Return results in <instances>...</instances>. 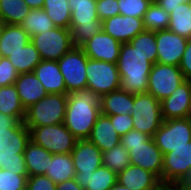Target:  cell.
Instances as JSON below:
<instances>
[{
	"mask_svg": "<svg viewBox=\"0 0 191 190\" xmlns=\"http://www.w3.org/2000/svg\"><path fill=\"white\" fill-rule=\"evenodd\" d=\"M169 13L156 1H153L143 17V25L146 31H160L168 28Z\"/></svg>",
	"mask_w": 191,
	"mask_h": 190,
	"instance_id": "obj_35",
	"label": "cell"
},
{
	"mask_svg": "<svg viewBox=\"0 0 191 190\" xmlns=\"http://www.w3.org/2000/svg\"><path fill=\"white\" fill-rule=\"evenodd\" d=\"M19 73L6 57H0V87L15 84Z\"/></svg>",
	"mask_w": 191,
	"mask_h": 190,
	"instance_id": "obj_41",
	"label": "cell"
},
{
	"mask_svg": "<svg viewBox=\"0 0 191 190\" xmlns=\"http://www.w3.org/2000/svg\"><path fill=\"white\" fill-rule=\"evenodd\" d=\"M155 39L157 45V62L179 66L188 39L173 33L169 29L156 31Z\"/></svg>",
	"mask_w": 191,
	"mask_h": 190,
	"instance_id": "obj_13",
	"label": "cell"
},
{
	"mask_svg": "<svg viewBox=\"0 0 191 190\" xmlns=\"http://www.w3.org/2000/svg\"><path fill=\"white\" fill-rule=\"evenodd\" d=\"M103 166H106L117 175L130 165L129 153L121 144L102 152Z\"/></svg>",
	"mask_w": 191,
	"mask_h": 190,
	"instance_id": "obj_36",
	"label": "cell"
},
{
	"mask_svg": "<svg viewBox=\"0 0 191 190\" xmlns=\"http://www.w3.org/2000/svg\"><path fill=\"white\" fill-rule=\"evenodd\" d=\"M30 8L24 0H0V20L5 24H20Z\"/></svg>",
	"mask_w": 191,
	"mask_h": 190,
	"instance_id": "obj_33",
	"label": "cell"
},
{
	"mask_svg": "<svg viewBox=\"0 0 191 190\" xmlns=\"http://www.w3.org/2000/svg\"><path fill=\"white\" fill-rule=\"evenodd\" d=\"M0 112L24 121L26 110L20 102L15 85L0 87Z\"/></svg>",
	"mask_w": 191,
	"mask_h": 190,
	"instance_id": "obj_30",
	"label": "cell"
},
{
	"mask_svg": "<svg viewBox=\"0 0 191 190\" xmlns=\"http://www.w3.org/2000/svg\"><path fill=\"white\" fill-rule=\"evenodd\" d=\"M110 118V121L113 124L114 129L119 134L123 136L128 133L130 130H133V121L131 114H119V115H106Z\"/></svg>",
	"mask_w": 191,
	"mask_h": 190,
	"instance_id": "obj_43",
	"label": "cell"
},
{
	"mask_svg": "<svg viewBox=\"0 0 191 190\" xmlns=\"http://www.w3.org/2000/svg\"><path fill=\"white\" fill-rule=\"evenodd\" d=\"M160 190H186V187H183L180 184H163L160 187Z\"/></svg>",
	"mask_w": 191,
	"mask_h": 190,
	"instance_id": "obj_51",
	"label": "cell"
},
{
	"mask_svg": "<svg viewBox=\"0 0 191 190\" xmlns=\"http://www.w3.org/2000/svg\"><path fill=\"white\" fill-rule=\"evenodd\" d=\"M23 154L28 177L46 174L51 155L49 151L30 140Z\"/></svg>",
	"mask_w": 191,
	"mask_h": 190,
	"instance_id": "obj_27",
	"label": "cell"
},
{
	"mask_svg": "<svg viewBox=\"0 0 191 190\" xmlns=\"http://www.w3.org/2000/svg\"><path fill=\"white\" fill-rule=\"evenodd\" d=\"M56 190H83V188L75 181V179H69L57 184Z\"/></svg>",
	"mask_w": 191,
	"mask_h": 190,
	"instance_id": "obj_49",
	"label": "cell"
},
{
	"mask_svg": "<svg viewBox=\"0 0 191 190\" xmlns=\"http://www.w3.org/2000/svg\"><path fill=\"white\" fill-rule=\"evenodd\" d=\"M153 140L163 154L191 142V118L164 120Z\"/></svg>",
	"mask_w": 191,
	"mask_h": 190,
	"instance_id": "obj_10",
	"label": "cell"
},
{
	"mask_svg": "<svg viewBox=\"0 0 191 190\" xmlns=\"http://www.w3.org/2000/svg\"><path fill=\"white\" fill-rule=\"evenodd\" d=\"M117 182L132 190H159L163 185L156 174L131 164L117 175Z\"/></svg>",
	"mask_w": 191,
	"mask_h": 190,
	"instance_id": "obj_19",
	"label": "cell"
},
{
	"mask_svg": "<svg viewBox=\"0 0 191 190\" xmlns=\"http://www.w3.org/2000/svg\"><path fill=\"white\" fill-rule=\"evenodd\" d=\"M88 57L81 47L74 46L57 62L64 77L67 95L87 87L86 66Z\"/></svg>",
	"mask_w": 191,
	"mask_h": 190,
	"instance_id": "obj_9",
	"label": "cell"
},
{
	"mask_svg": "<svg viewBox=\"0 0 191 190\" xmlns=\"http://www.w3.org/2000/svg\"><path fill=\"white\" fill-rule=\"evenodd\" d=\"M191 170V142L164 154L162 184H181Z\"/></svg>",
	"mask_w": 191,
	"mask_h": 190,
	"instance_id": "obj_12",
	"label": "cell"
},
{
	"mask_svg": "<svg viewBox=\"0 0 191 190\" xmlns=\"http://www.w3.org/2000/svg\"><path fill=\"white\" fill-rule=\"evenodd\" d=\"M67 94H47L26 109V127H41L64 123Z\"/></svg>",
	"mask_w": 191,
	"mask_h": 190,
	"instance_id": "obj_4",
	"label": "cell"
},
{
	"mask_svg": "<svg viewBox=\"0 0 191 190\" xmlns=\"http://www.w3.org/2000/svg\"><path fill=\"white\" fill-rule=\"evenodd\" d=\"M100 97L92 90H77L67 95L64 125L78 139H88L101 115Z\"/></svg>",
	"mask_w": 191,
	"mask_h": 190,
	"instance_id": "obj_1",
	"label": "cell"
},
{
	"mask_svg": "<svg viewBox=\"0 0 191 190\" xmlns=\"http://www.w3.org/2000/svg\"><path fill=\"white\" fill-rule=\"evenodd\" d=\"M7 58L19 74L33 72L42 60L31 41L17 52L11 53Z\"/></svg>",
	"mask_w": 191,
	"mask_h": 190,
	"instance_id": "obj_29",
	"label": "cell"
},
{
	"mask_svg": "<svg viewBox=\"0 0 191 190\" xmlns=\"http://www.w3.org/2000/svg\"><path fill=\"white\" fill-rule=\"evenodd\" d=\"M71 11L70 31L73 45L81 47L102 30L96 10V0H68Z\"/></svg>",
	"mask_w": 191,
	"mask_h": 190,
	"instance_id": "obj_3",
	"label": "cell"
},
{
	"mask_svg": "<svg viewBox=\"0 0 191 190\" xmlns=\"http://www.w3.org/2000/svg\"><path fill=\"white\" fill-rule=\"evenodd\" d=\"M27 128L30 131V140L51 154L71 153L78 140L64 123Z\"/></svg>",
	"mask_w": 191,
	"mask_h": 190,
	"instance_id": "obj_6",
	"label": "cell"
},
{
	"mask_svg": "<svg viewBox=\"0 0 191 190\" xmlns=\"http://www.w3.org/2000/svg\"><path fill=\"white\" fill-rule=\"evenodd\" d=\"M103 115L130 114L134 108V94L118 89L100 97Z\"/></svg>",
	"mask_w": 191,
	"mask_h": 190,
	"instance_id": "obj_24",
	"label": "cell"
},
{
	"mask_svg": "<svg viewBox=\"0 0 191 190\" xmlns=\"http://www.w3.org/2000/svg\"><path fill=\"white\" fill-rule=\"evenodd\" d=\"M74 179L85 190H110L117 183V174L102 165L92 173H76Z\"/></svg>",
	"mask_w": 191,
	"mask_h": 190,
	"instance_id": "obj_25",
	"label": "cell"
},
{
	"mask_svg": "<svg viewBox=\"0 0 191 190\" xmlns=\"http://www.w3.org/2000/svg\"><path fill=\"white\" fill-rule=\"evenodd\" d=\"M168 28L173 33L191 38V2L180 3L169 13Z\"/></svg>",
	"mask_w": 191,
	"mask_h": 190,
	"instance_id": "obj_31",
	"label": "cell"
},
{
	"mask_svg": "<svg viewBox=\"0 0 191 190\" xmlns=\"http://www.w3.org/2000/svg\"><path fill=\"white\" fill-rule=\"evenodd\" d=\"M110 190H132V189L127 188L121 185L119 182H117Z\"/></svg>",
	"mask_w": 191,
	"mask_h": 190,
	"instance_id": "obj_53",
	"label": "cell"
},
{
	"mask_svg": "<svg viewBox=\"0 0 191 190\" xmlns=\"http://www.w3.org/2000/svg\"><path fill=\"white\" fill-rule=\"evenodd\" d=\"M0 169L16 174H27L24 154H1L0 151Z\"/></svg>",
	"mask_w": 191,
	"mask_h": 190,
	"instance_id": "obj_40",
	"label": "cell"
},
{
	"mask_svg": "<svg viewBox=\"0 0 191 190\" xmlns=\"http://www.w3.org/2000/svg\"><path fill=\"white\" fill-rule=\"evenodd\" d=\"M31 41L30 35L18 24H5L0 36V57H8Z\"/></svg>",
	"mask_w": 191,
	"mask_h": 190,
	"instance_id": "obj_26",
	"label": "cell"
},
{
	"mask_svg": "<svg viewBox=\"0 0 191 190\" xmlns=\"http://www.w3.org/2000/svg\"><path fill=\"white\" fill-rule=\"evenodd\" d=\"M134 130L153 137L163 123L161 103L152 94H134V108L131 111Z\"/></svg>",
	"mask_w": 191,
	"mask_h": 190,
	"instance_id": "obj_5",
	"label": "cell"
},
{
	"mask_svg": "<svg viewBox=\"0 0 191 190\" xmlns=\"http://www.w3.org/2000/svg\"><path fill=\"white\" fill-rule=\"evenodd\" d=\"M75 167L71 154H51L46 176L55 184H59L69 179L75 178Z\"/></svg>",
	"mask_w": 191,
	"mask_h": 190,
	"instance_id": "obj_28",
	"label": "cell"
},
{
	"mask_svg": "<svg viewBox=\"0 0 191 190\" xmlns=\"http://www.w3.org/2000/svg\"><path fill=\"white\" fill-rule=\"evenodd\" d=\"M129 43L136 48L138 52L149 57L152 64L157 63V45L154 31H146L137 34Z\"/></svg>",
	"mask_w": 191,
	"mask_h": 190,
	"instance_id": "obj_37",
	"label": "cell"
},
{
	"mask_svg": "<svg viewBox=\"0 0 191 190\" xmlns=\"http://www.w3.org/2000/svg\"><path fill=\"white\" fill-rule=\"evenodd\" d=\"M43 10L46 11L56 27H70L71 11L68 0H45Z\"/></svg>",
	"mask_w": 191,
	"mask_h": 190,
	"instance_id": "obj_34",
	"label": "cell"
},
{
	"mask_svg": "<svg viewBox=\"0 0 191 190\" xmlns=\"http://www.w3.org/2000/svg\"><path fill=\"white\" fill-rule=\"evenodd\" d=\"M156 2L168 13L179 6L180 3L191 2V0H156Z\"/></svg>",
	"mask_w": 191,
	"mask_h": 190,
	"instance_id": "obj_48",
	"label": "cell"
},
{
	"mask_svg": "<svg viewBox=\"0 0 191 190\" xmlns=\"http://www.w3.org/2000/svg\"><path fill=\"white\" fill-rule=\"evenodd\" d=\"M87 87L99 97L120 89V76L117 64L87 59Z\"/></svg>",
	"mask_w": 191,
	"mask_h": 190,
	"instance_id": "obj_8",
	"label": "cell"
},
{
	"mask_svg": "<svg viewBox=\"0 0 191 190\" xmlns=\"http://www.w3.org/2000/svg\"><path fill=\"white\" fill-rule=\"evenodd\" d=\"M31 43L42 60L52 61H58L74 47L70 29L60 27L32 36Z\"/></svg>",
	"mask_w": 191,
	"mask_h": 190,
	"instance_id": "obj_7",
	"label": "cell"
},
{
	"mask_svg": "<svg viewBox=\"0 0 191 190\" xmlns=\"http://www.w3.org/2000/svg\"><path fill=\"white\" fill-rule=\"evenodd\" d=\"M81 48L90 59L116 64L120 55L121 43L102 29Z\"/></svg>",
	"mask_w": 191,
	"mask_h": 190,
	"instance_id": "obj_15",
	"label": "cell"
},
{
	"mask_svg": "<svg viewBox=\"0 0 191 190\" xmlns=\"http://www.w3.org/2000/svg\"><path fill=\"white\" fill-rule=\"evenodd\" d=\"M102 29L121 44L129 43L137 34L145 30L142 18L123 15L105 19L102 21Z\"/></svg>",
	"mask_w": 191,
	"mask_h": 190,
	"instance_id": "obj_17",
	"label": "cell"
},
{
	"mask_svg": "<svg viewBox=\"0 0 191 190\" xmlns=\"http://www.w3.org/2000/svg\"><path fill=\"white\" fill-rule=\"evenodd\" d=\"M27 190H56L57 184L46 175L27 177Z\"/></svg>",
	"mask_w": 191,
	"mask_h": 190,
	"instance_id": "obj_44",
	"label": "cell"
},
{
	"mask_svg": "<svg viewBox=\"0 0 191 190\" xmlns=\"http://www.w3.org/2000/svg\"><path fill=\"white\" fill-rule=\"evenodd\" d=\"M180 185L183 187H191V170L186 179Z\"/></svg>",
	"mask_w": 191,
	"mask_h": 190,
	"instance_id": "obj_52",
	"label": "cell"
},
{
	"mask_svg": "<svg viewBox=\"0 0 191 190\" xmlns=\"http://www.w3.org/2000/svg\"><path fill=\"white\" fill-rule=\"evenodd\" d=\"M14 85L25 110L48 94L33 72L19 74Z\"/></svg>",
	"mask_w": 191,
	"mask_h": 190,
	"instance_id": "obj_21",
	"label": "cell"
},
{
	"mask_svg": "<svg viewBox=\"0 0 191 190\" xmlns=\"http://www.w3.org/2000/svg\"><path fill=\"white\" fill-rule=\"evenodd\" d=\"M33 73L40 80L48 94H67L64 77L57 61L41 60Z\"/></svg>",
	"mask_w": 191,
	"mask_h": 190,
	"instance_id": "obj_20",
	"label": "cell"
},
{
	"mask_svg": "<svg viewBox=\"0 0 191 190\" xmlns=\"http://www.w3.org/2000/svg\"><path fill=\"white\" fill-rule=\"evenodd\" d=\"M116 64L121 79L120 89L131 94L147 92L148 76L153 66L149 57L138 52L130 43H123Z\"/></svg>",
	"mask_w": 191,
	"mask_h": 190,
	"instance_id": "obj_2",
	"label": "cell"
},
{
	"mask_svg": "<svg viewBox=\"0 0 191 190\" xmlns=\"http://www.w3.org/2000/svg\"><path fill=\"white\" fill-rule=\"evenodd\" d=\"M30 141V131L24 122L15 128L0 130L1 154H23Z\"/></svg>",
	"mask_w": 191,
	"mask_h": 190,
	"instance_id": "obj_22",
	"label": "cell"
},
{
	"mask_svg": "<svg viewBox=\"0 0 191 190\" xmlns=\"http://www.w3.org/2000/svg\"><path fill=\"white\" fill-rule=\"evenodd\" d=\"M123 147H125L129 153L131 165L141 167L156 174L162 182L164 154L156 146L152 137L142 145Z\"/></svg>",
	"mask_w": 191,
	"mask_h": 190,
	"instance_id": "obj_14",
	"label": "cell"
},
{
	"mask_svg": "<svg viewBox=\"0 0 191 190\" xmlns=\"http://www.w3.org/2000/svg\"><path fill=\"white\" fill-rule=\"evenodd\" d=\"M151 3V0H118V8L120 15L143 19Z\"/></svg>",
	"mask_w": 191,
	"mask_h": 190,
	"instance_id": "obj_38",
	"label": "cell"
},
{
	"mask_svg": "<svg viewBox=\"0 0 191 190\" xmlns=\"http://www.w3.org/2000/svg\"><path fill=\"white\" fill-rule=\"evenodd\" d=\"M27 174H16L0 169V190H25Z\"/></svg>",
	"mask_w": 191,
	"mask_h": 190,
	"instance_id": "obj_39",
	"label": "cell"
},
{
	"mask_svg": "<svg viewBox=\"0 0 191 190\" xmlns=\"http://www.w3.org/2000/svg\"><path fill=\"white\" fill-rule=\"evenodd\" d=\"M179 68L186 80H191V38L188 39Z\"/></svg>",
	"mask_w": 191,
	"mask_h": 190,
	"instance_id": "obj_46",
	"label": "cell"
},
{
	"mask_svg": "<svg viewBox=\"0 0 191 190\" xmlns=\"http://www.w3.org/2000/svg\"><path fill=\"white\" fill-rule=\"evenodd\" d=\"M70 154L78 174L92 173L103 165L102 151L88 139L77 140Z\"/></svg>",
	"mask_w": 191,
	"mask_h": 190,
	"instance_id": "obj_18",
	"label": "cell"
},
{
	"mask_svg": "<svg viewBox=\"0 0 191 190\" xmlns=\"http://www.w3.org/2000/svg\"><path fill=\"white\" fill-rule=\"evenodd\" d=\"M24 1L26 2V5L30 9H40L43 8L45 0H24Z\"/></svg>",
	"mask_w": 191,
	"mask_h": 190,
	"instance_id": "obj_50",
	"label": "cell"
},
{
	"mask_svg": "<svg viewBox=\"0 0 191 190\" xmlns=\"http://www.w3.org/2000/svg\"><path fill=\"white\" fill-rule=\"evenodd\" d=\"M160 103L163 120L189 118L191 113V80H185Z\"/></svg>",
	"mask_w": 191,
	"mask_h": 190,
	"instance_id": "obj_16",
	"label": "cell"
},
{
	"mask_svg": "<svg viewBox=\"0 0 191 190\" xmlns=\"http://www.w3.org/2000/svg\"><path fill=\"white\" fill-rule=\"evenodd\" d=\"M186 79L179 66L155 63L148 76L147 92L158 101L169 97Z\"/></svg>",
	"mask_w": 191,
	"mask_h": 190,
	"instance_id": "obj_11",
	"label": "cell"
},
{
	"mask_svg": "<svg viewBox=\"0 0 191 190\" xmlns=\"http://www.w3.org/2000/svg\"><path fill=\"white\" fill-rule=\"evenodd\" d=\"M5 26V23H3L1 20H0V36H1V33H2V30Z\"/></svg>",
	"mask_w": 191,
	"mask_h": 190,
	"instance_id": "obj_54",
	"label": "cell"
},
{
	"mask_svg": "<svg viewBox=\"0 0 191 190\" xmlns=\"http://www.w3.org/2000/svg\"><path fill=\"white\" fill-rule=\"evenodd\" d=\"M96 10L101 21L120 15L118 0H96Z\"/></svg>",
	"mask_w": 191,
	"mask_h": 190,
	"instance_id": "obj_42",
	"label": "cell"
},
{
	"mask_svg": "<svg viewBox=\"0 0 191 190\" xmlns=\"http://www.w3.org/2000/svg\"><path fill=\"white\" fill-rule=\"evenodd\" d=\"M19 25L30 35V37L42 32H47L56 27L46 11L42 8L31 9Z\"/></svg>",
	"mask_w": 191,
	"mask_h": 190,
	"instance_id": "obj_32",
	"label": "cell"
},
{
	"mask_svg": "<svg viewBox=\"0 0 191 190\" xmlns=\"http://www.w3.org/2000/svg\"><path fill=\"white\" fill-rule=\"evenodd\" d=\"M120 138L121 137L114 129L110 118L101 114L92 128L88 140L103 152L120 144Z\"/></svg>",
	"mask_w": 191,
	"mask_h": 190,
	"instance_id": "obj_23",
	"label": "cell"
},
{
	"mask_svg": "<svg viewBox=\"0 0 191 190\" xmlns=\"http://www.w3.org/2000/svg\"><path fill=\"white\" fill-rule=\"evenodd\" d=\"M20 122L15 117L0 112V130L15 128Z\"/></svg>",
	"mask_w": 191,
	"mask_h": 190,
	"instance_id": "obj_47",
	"label": "cell"
},
{
	"mask_svg": "<svg viewBox=\"0 0 191 190\" xmlns=\"http://www.w3.org/2000/svg\"><path fill=\"white\" fill-rule=\"evenodd\" d=\"M150 138L151 136L133 129L121 136L120 144L122 146H137L147 142Z\"/></svg>",
	"mask_w": 191,
	"mask_h": 190,
	"instance_id": "obj_45",
	"label": "cell"
}]
</instances>
